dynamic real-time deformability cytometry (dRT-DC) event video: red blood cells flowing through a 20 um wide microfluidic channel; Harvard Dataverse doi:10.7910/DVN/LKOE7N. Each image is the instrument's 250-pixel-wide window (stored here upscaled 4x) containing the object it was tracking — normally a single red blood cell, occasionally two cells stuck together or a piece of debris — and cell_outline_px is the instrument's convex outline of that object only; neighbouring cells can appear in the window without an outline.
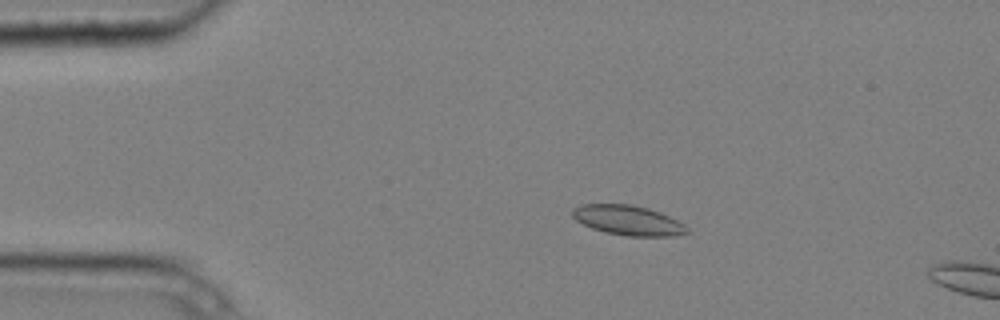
{"species": "common noctule bat (a hibernating species)", "species_latin": "Nyctalus noctula", "temperature_condition": "cold", "stored_images_in_passage": 4, "camera_frame_rate_fps": 3000, "um_per_image_px": 0.085, "animal": {"sex": "male", "body_mass_g": 20.4}, "frame": {"image": 1, "passage_image": 3, "time_ms": 0.667, "image_size_px": [1000, 320], "cell_outline_px": [[692, 232], [676, 236], [628, 236], [604, 232], [592, 228], [576, 220], [572, 216], [572, 208], [580, 204], [628, 204], [648, 208], [660, 212], [684, 224]], "centroid_in_image_um": [53.39, 18.73], "position_along_channel_um": 31.6, "area_um2": 20.0}}